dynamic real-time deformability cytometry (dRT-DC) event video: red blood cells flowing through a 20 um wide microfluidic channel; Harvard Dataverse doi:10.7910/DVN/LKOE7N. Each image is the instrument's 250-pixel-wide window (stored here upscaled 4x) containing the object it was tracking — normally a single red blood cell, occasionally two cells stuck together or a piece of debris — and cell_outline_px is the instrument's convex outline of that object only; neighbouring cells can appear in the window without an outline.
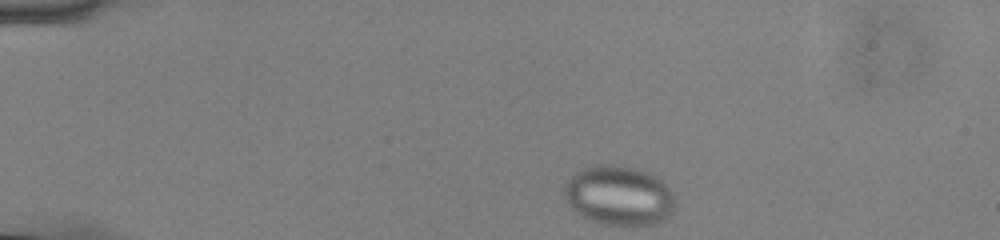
{"species": "common noctule bat (a hibernating species)", "species_latin": "Nyctalus noctula", "temperature_condition": "cold", "stored_images_in_passage": 45, "camera_frame_rate_fps": 3000, "um_per_image_px": 0.085, "animal": {"sex": "male", "body_mass_g": 13.0, "forearm_length_mm": 53.1}, "frame": {"image": 1, "passage_image": 1, "time_ms": 0.0, "image_size_px": [1000, 240], "cell_outline_px": [[672, 208], [660, 220], [652, 224], [604, 224], [592, 220], [576, 212], [564, 200], [564, 184], [576, 172], [584, 168], [600, 164], [608, 164], [632, 168], [648, 172], [656, 176], [668, 188], [672, 196]], "centroid_in_image_um": [52.52, 16.59], "position_along_channel_um": 32.5, "area_um2": 37.4}}
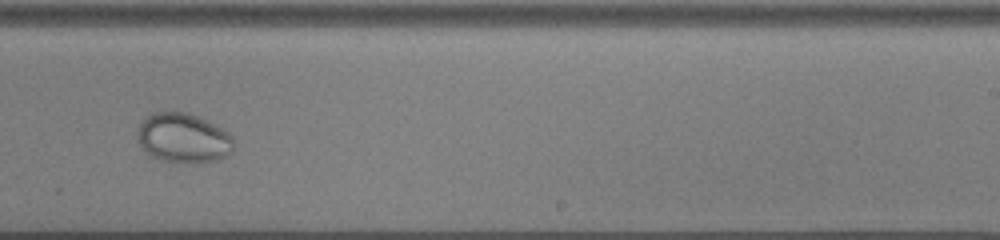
{"frame": {"image": 2, "passage_image": 26, "time_ms": 8.333, "image_size_px": [1000, 240], "cell_outline_px": [[232, 152], [228, 156], [216, 160], [188, 164], [160, 160], [152, 156], [140, 144], [136, 136], [140, 120], [144, 116], [152, 112], [188, 112], [228, 132], [232, 136]], "centroid_in_image_um": [15.54, 11.74], "position_along_channel_um": 273.5, "area_um2": 27.92}}
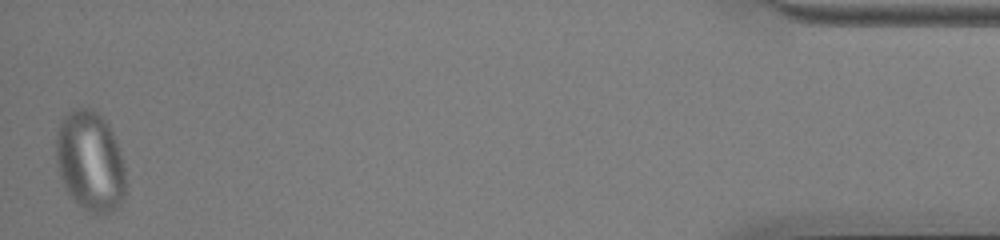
{"frame": {"image": 3, "passage_image": 45, "time_ms": 14.667, "image_size_px": [1000, 240], "cell_outline_px": [[124, 196], [120, 208], [112, 212], [100, 216], [96, 216], [80, 208], [68, 192], [60, 176], [56, 164], [56, 132], [60, 120], [72, 108], [92, 108], [104, 116], [112, 132], [124, 168]], "centroid_in_image_um": [7.64, 13.73], "position_along_channel_um": 427.6, "area_um2": 41.15}}